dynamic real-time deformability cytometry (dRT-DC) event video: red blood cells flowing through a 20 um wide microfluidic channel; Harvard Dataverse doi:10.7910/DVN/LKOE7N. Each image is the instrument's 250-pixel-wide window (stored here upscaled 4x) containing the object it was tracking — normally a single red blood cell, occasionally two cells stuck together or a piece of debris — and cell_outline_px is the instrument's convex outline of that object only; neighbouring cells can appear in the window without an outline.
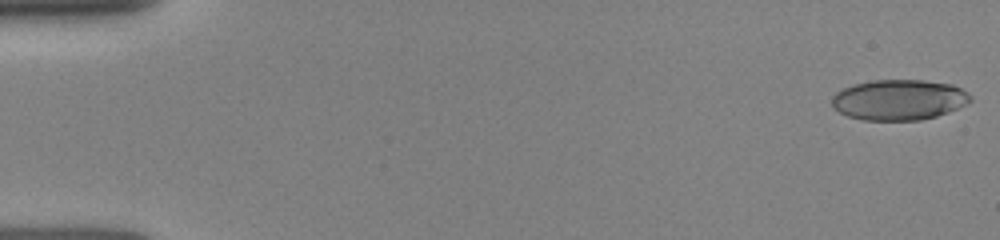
{"species": "human", "species_latin": "Homo sapiens", "temperature_condition": "room temperature", "stored_images_in_passage": 57, "camera_frame_rate_fps": 3000, "um_per_image_px": 0.085, "donor": {"sex": "female"}, "frame": {"image": 1, "passage_image": 1, "time_ms": 0.0, "image_size_px": [1000, 240], "cell_outline_px": [[972, 100], [948, 112], [936, 116], [920, 120], [864, 120], [848, 116], [832, 108], [832, 96], [836, 92], [852, 84], [872, 80], [924, 80], [952, 84], [968, 92], [972, 96]], "centroid_in_image_um": [76.39, 8.47], "position_along_channel_um": 8.6, "area_um2": 32.77}}
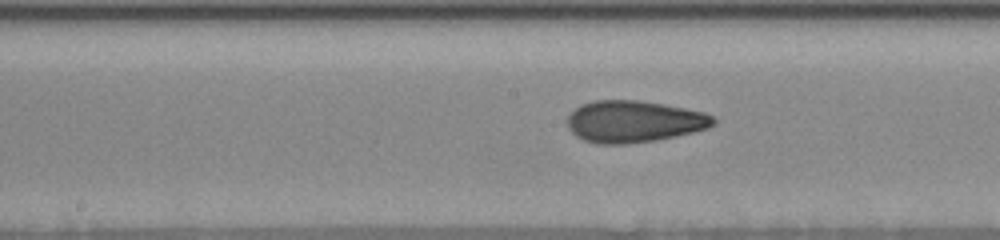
{"frame": {"image": 2, "passage_image": 27, "time_ms": 8.0, "image_size_px": [1000, 240], "cell_outline_px": [[716, 124], [708, 128], [676, 136], [656, 140], [628, 144], [596, 144], [584, 140], [576, 136], [568, 128], [568, 116], [580, 104], [592, 100], [636, 100], [664, 104], [704, 112], [712, 116], [716, 120]], "centroid_in_image_um": [53.88, 10.33], "position_along_channel_um": 194.3, "area_um2": 35.66}}
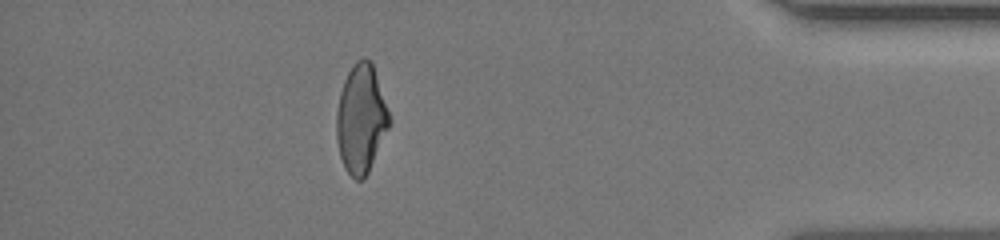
{"frame": {"image": 3, "passage_image": 50, "time_ms": 14.0, "image_size_px": [1000, 240], "cell_outline_px": [[392, 120], [368, 172], [364, 180], [356, 180], [344, 168], [340, 156], [336, 140], [336, 112], [340, 92], [344, 80], [352, 64], [356, 60], [364, 56], [372, 60]], "centroid_in_image_um": [30.69, 10.06], "position_along_channel_um": 404.5, "area_um2": 33.76}}